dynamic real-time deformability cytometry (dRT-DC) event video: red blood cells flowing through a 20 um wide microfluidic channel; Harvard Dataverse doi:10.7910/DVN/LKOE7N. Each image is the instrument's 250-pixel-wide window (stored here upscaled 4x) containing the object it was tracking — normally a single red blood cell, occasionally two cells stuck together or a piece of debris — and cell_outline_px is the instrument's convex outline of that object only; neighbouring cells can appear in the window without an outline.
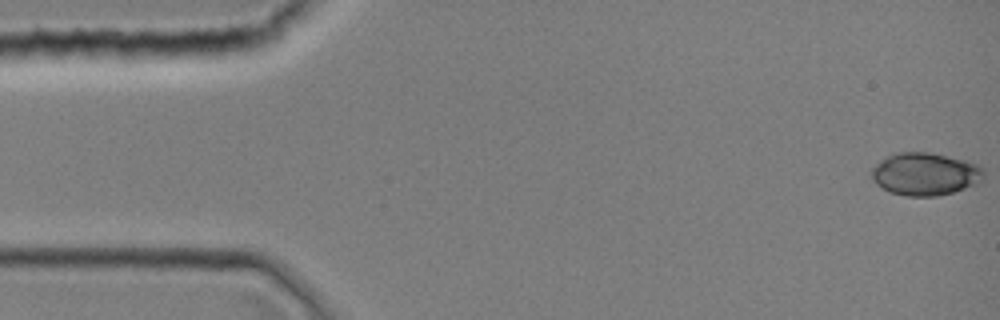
{"species": "common noctule bat (a hibernating species)", "species_latin": "Nyctalus noctula", "temperature_condition": "room temperature", "stored_images_in_passage": 40, "camera_frame_rate_fps": 3000, "um_per_image_px": 0.085, "animal": {"sex": "female", "body_mass_g": 19.0, "forearm_length_mm": 51.5}, "frame": {"image": 1, "passage_image": 1, "time_ms": 0.0, "image_size_px": [1000, 320], "cell_outline_px": [[984, 180], [980, 184], [952, 192], [936, 196], [908, 196], [888, 192], [876, 184], [872, 180], [872, 168], [884, 156], [896, 152], [928, 152], [968, 160], [984, 168]], "centroid_in_image_um": [78.66, 14.79], "position_along_channel_um": 6.3, "area_um2": 28.38}}
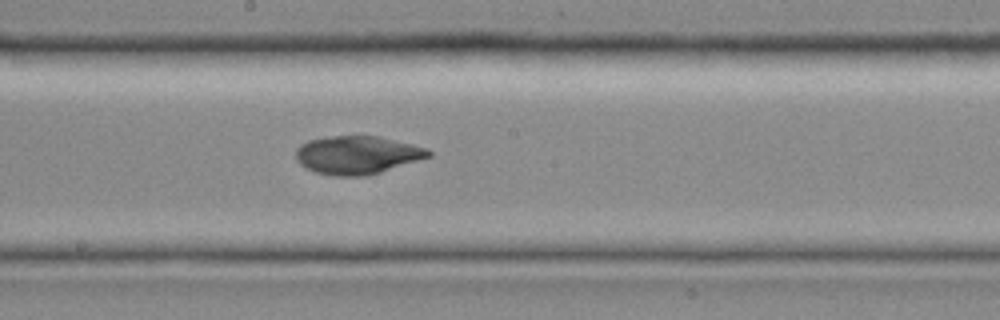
{"frame": {"image": 2, "passage_image": 22, "time_ms": 7.0, "image_size_px": [1000, 320], "cell_outline_px": [[432, 156], [380, 172], [364, 176], [332, 176], [316, 172], [304, 168], [296, 160], [296, 148], [300, 144], [308, 140], [332, 136], [380, 136], [428, 148], [432, 152]], "centroid_in_image_um": [30.35, 13.17], "position_along_channel_um": 217.8, "area_um2": 29.65}}
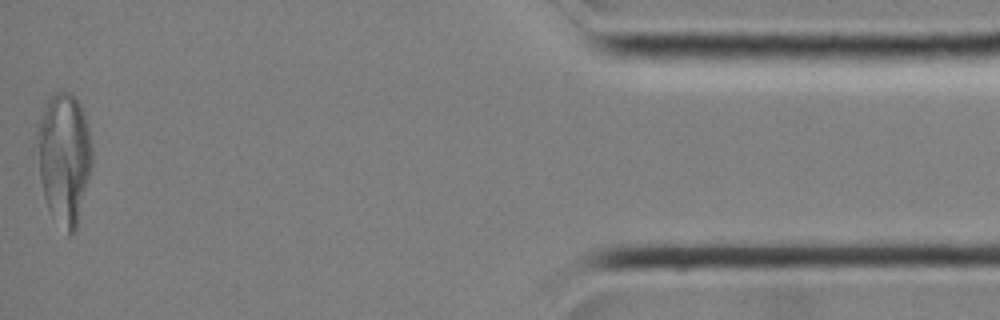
{"frame": {"image": 3, "passage_image": 40, "time_ms": 13.0, "image_size_px": [1000, 320], "cell_outline_px": [[92, 164], [76, 232], [72, 236], [68, 236], [48, 208], [44, 196], [40, 180], [36, 136], [36, 128], [44, 104], [60, 88], [76, 96], [84, 112], [92, 144]], "centroid_in_image_um": [5.45, 13.41], "position_along_channel_um": 429.7, "area_um2": 42.54}}